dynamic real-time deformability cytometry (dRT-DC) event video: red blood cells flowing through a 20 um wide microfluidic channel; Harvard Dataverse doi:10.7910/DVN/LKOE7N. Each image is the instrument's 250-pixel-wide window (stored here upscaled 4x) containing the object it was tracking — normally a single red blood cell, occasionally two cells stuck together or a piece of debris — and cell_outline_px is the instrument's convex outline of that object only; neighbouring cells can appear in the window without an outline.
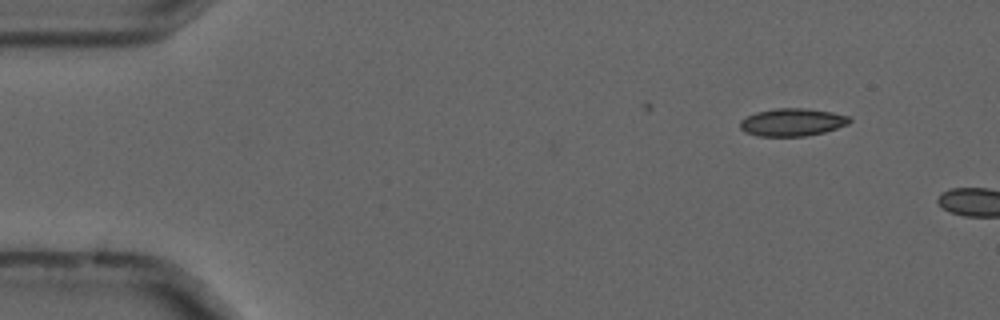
{"species": "common noctule bat (a hibernating species)", "species_latin": "Nyctalus noctula", "temperature_condition": "cold", "stored_images_in_passage": 3, "camera_frame_rate_fps": 3000, "um_per_image_px": 0.085, "animal": {"sex": "male", "forearm_length_mm": 52.5}, "frame": {"image": 1, "passage_image": 1, "time_ms": 0.0, "image_size_px": [1000, 320], "cell_outline_px": [[852, 120], [848, 124], [824, 132], [804, 136], [756, 136], [744, 132], [740, 128], [740, 120], [744, 116], [756, 112], [776, 108], [808, 108], [832, 112], [848, 116]], "centroid_in_image_um": [67.3, 10.38], "position_along_channel_um": 17.7, "area_um2": 17.8}}